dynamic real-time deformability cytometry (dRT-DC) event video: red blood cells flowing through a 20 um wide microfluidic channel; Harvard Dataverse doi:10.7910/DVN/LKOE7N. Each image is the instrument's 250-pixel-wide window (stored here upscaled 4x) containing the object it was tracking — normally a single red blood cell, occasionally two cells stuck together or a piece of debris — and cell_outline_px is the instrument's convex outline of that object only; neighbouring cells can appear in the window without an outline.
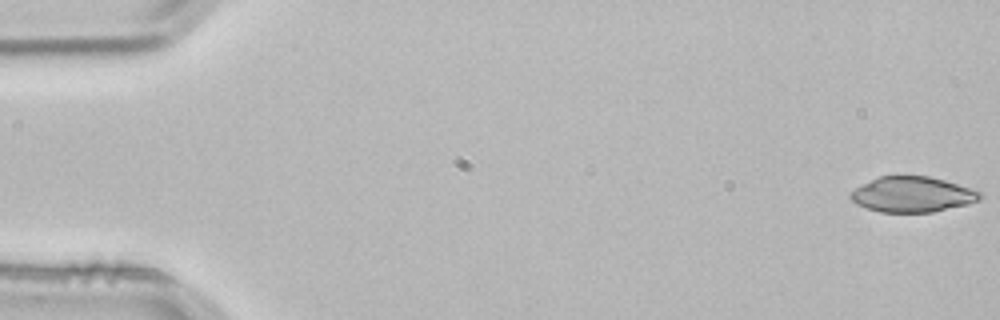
{"species": "common noctule bat (a hibernating species)", "species_latin": "Nyctalus noctula", "temperature_condition": "room temperature", "stored_images_in_passage": 4, "camera_frame_rate_fps": 3000, "um_per_image_px": 0.085, "animal": {"sex": "male", "body_mass_g": 21.5, "forearm_length_mm": 52.0}, "frame": {"image": 1, "passage_image": 1, "time_ms": 0.0, "image_size_px": [1000, 320], "cell_outline_px": [[984, 196], [980, 200], [968, 204], [932, 212], [880, 212], [856, 204], [848, 196], [856, 188], [880, 176], [928, 176], [944, 180], [980, 192]], "centroid_in_image_um": [77.56, 16.54], "position_along_channel_um": 7.4, "area_um2": 26.36}}
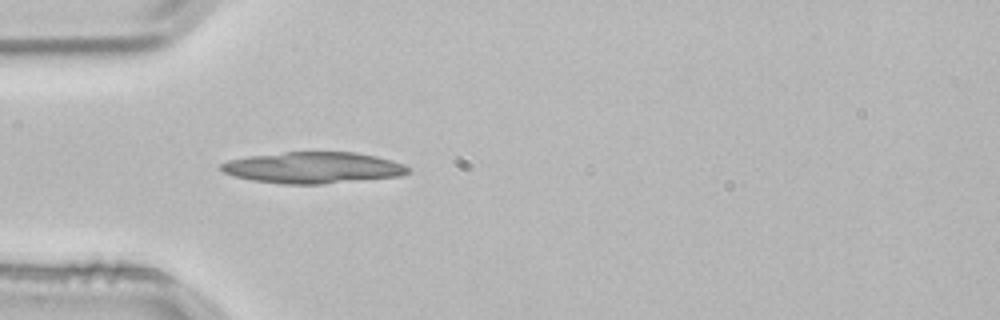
{"frame": {"image": 2, "passage_image": 4, "time_ms": 1.0, "image_size_px": [1000, 320], "cell_outline_px": [[412, 172], [400, 176], [320, 184], [284, 184], [252, 180], [236, 176], [224, 172], [220, 168], [220, 164], [228, 160], [248, 156], [284, 152], [356, 152], [376, 156], [392, 160], [404, 164]], "centroid_in_image_um": [26.63, 14.24], "position_along_channel_um": 58.4, "area_um2": 34.04}}